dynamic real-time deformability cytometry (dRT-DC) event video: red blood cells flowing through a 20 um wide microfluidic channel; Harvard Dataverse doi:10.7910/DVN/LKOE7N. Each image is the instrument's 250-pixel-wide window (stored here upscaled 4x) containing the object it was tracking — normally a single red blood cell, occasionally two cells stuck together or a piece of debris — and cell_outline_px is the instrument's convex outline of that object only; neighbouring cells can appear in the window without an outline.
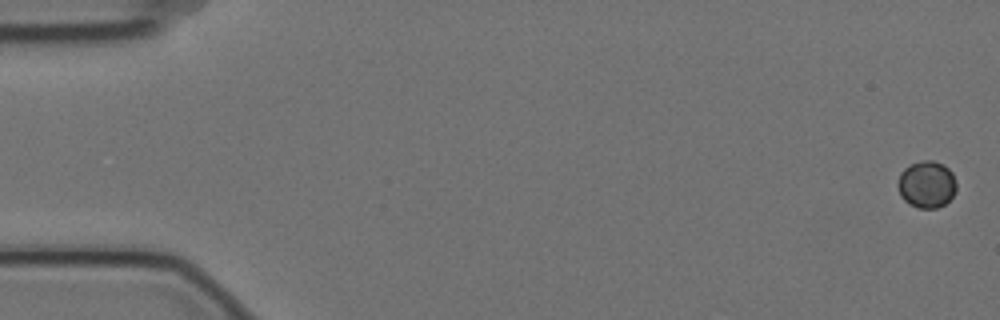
{"species": "Egyptian fruit bat (a non-hibernating species)", "species_latin": "Rousettus aegyptiacus", "temperature_condition": "cold", "stored_images_in_passage": 8, "camera_frame_rate_fps": 3000, "um_per_image_px": 0.085, "animal": {"sex": "female"}, "frame": {"image": 1, "passage_image": 1, "time_ms": 0.0, "image_size_px": [1000, 320], "cell_outline_px": [[956, 192], [944, 204], [936, 208], [916, 208], [908, 204], [900, 196], [900, 172], [908, 164], [924, 160], [932, 160], [944, 164], [952, 172], [956, 184]], "centroid_in_image_um": [78.78, 15.66], "position_along_channel_um": 6.2, "area_um2": 16.01}}
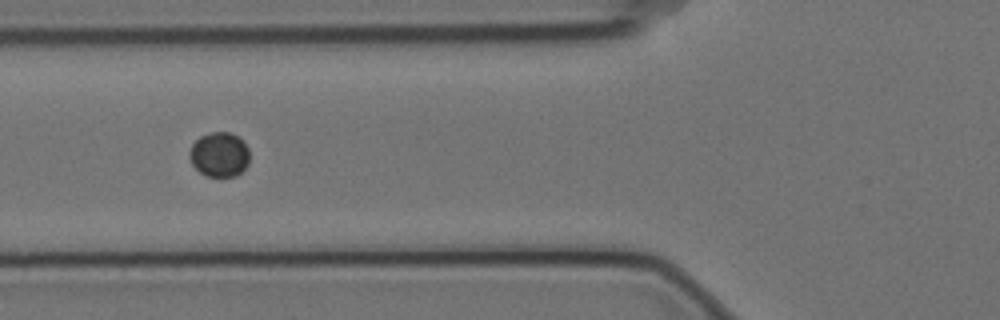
{"frame": {"image": 2, "passage_image": 7, "time_ms": 2.0, "image_size_px": [1000, 320], "cell_outline_px": [[248, 164], [236, 176], [208, 176], [200, 172], [192, 164], [188, 156], [188, 152], [192, 144], [200, 136], [212, 132], [228, 132], [236, 136], [248, 148]], "centroid_in_image_um": [18.61, 13.14], "position_along_channel_um": 107.2, "area_um2": 15.43}}
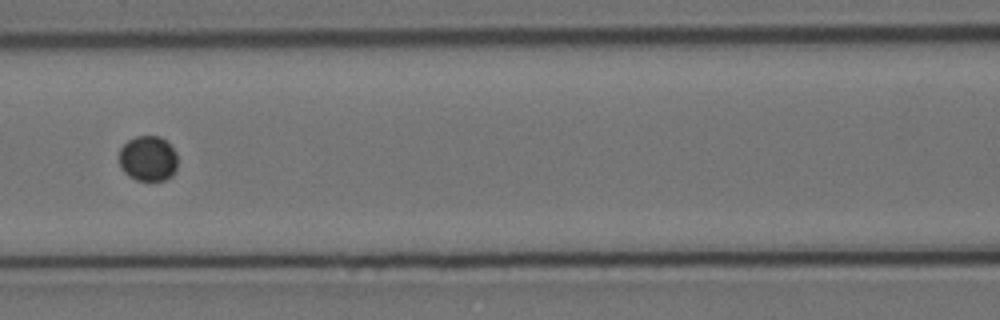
{"frame": {"image": 3, "passage_image": 8, "time_ms": 2.333, "image_size_px": [1000, 320], "cell_outline_px": [[176, 168], [172, 176], [164, 180], [136, 180], [128, 176], [120, 168], [120, 148], [128, 140], [136, 136], [160, 136], [176, 152]], "centroid_in_image_um": [12.57, 13.48], "position_along_channel_um": 154.0, "area_um2": 15.37}}